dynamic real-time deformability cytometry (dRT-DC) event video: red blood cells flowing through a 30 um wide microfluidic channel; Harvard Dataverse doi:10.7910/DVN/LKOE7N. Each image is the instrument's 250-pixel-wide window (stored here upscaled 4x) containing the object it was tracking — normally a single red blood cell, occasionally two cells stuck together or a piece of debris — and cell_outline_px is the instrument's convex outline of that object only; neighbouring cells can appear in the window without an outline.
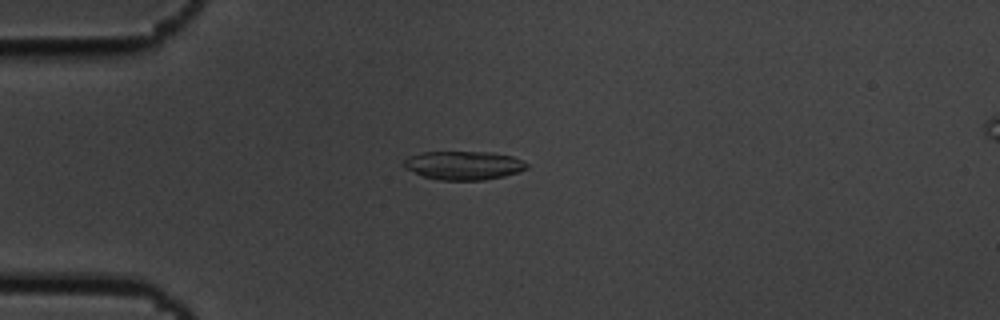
{"species": "common noctule bat (a hibernating species)", "species_latin": "Nyctalus noctula", "temperature_condition": "cold", "stored_images_in_passage": 56, "camera_frame_rate_fps": 3000, "um_per_image_px": 0.085, "animal": {"sex": "male", "body_mass_g": 19.5, "forearm_length_mm": 54.6}, "frame": {"image": 1, "passage_image": 15, "time_ms": 4.667, "image_size_px": [1000, 320], "cell_outline_px": [[528, 168], [504, 176], [484, 180], [440, 180], [424, 176], [404, 168], [400, 164], [408, 156], [424, 152], [492, 152], [512, 156], [524, 160], [528, 164]], "centroid_in_image_um": [39.4, 14.05], "position_along_channel_um": 45.6, "area_um2": 20.63}}
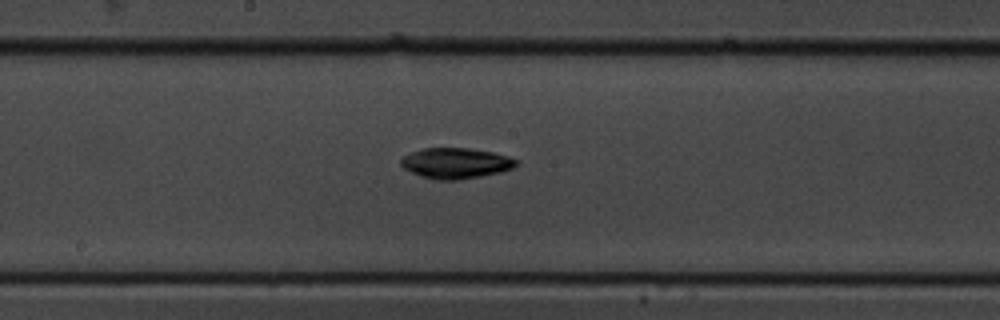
{"frame": {"image": 2, "passage_image": 30, "time_ms": 9.667, "image_size_px": [1000, 320], "cell_outline_px": [[520, 164], [512, 168], [500, 172], [460, 180], [436, 180], [420, 176], [404, 168], [400, 164], [400, 160], [404, 156], [412, 152], [424, 148], [468, 148], [492, 152], [508, 156], [516, 160]], "centroid_in_image_um": [38.74, 13.87], "position_along_channel_um": 209.5, "area_um2": 20.52}}
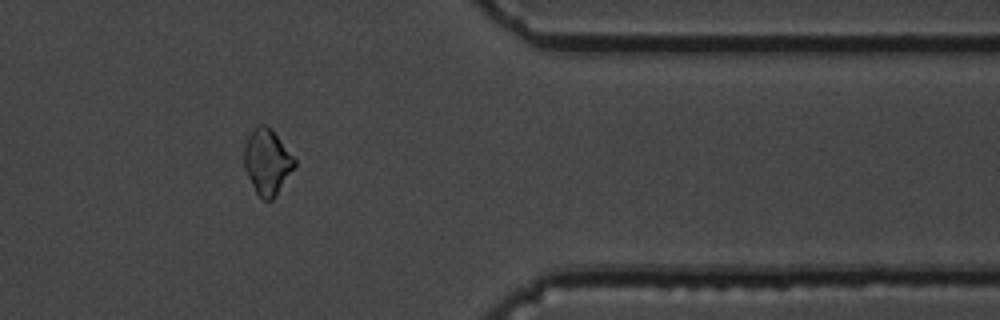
{"frame": {"image": 3, "passage_image": 46, "time_ms": 15.0, "image_size_px": [1000, 320], "cell_outline_px": [[296, 164], [272, 200], [260, 200], [244, 168], [244, 148], [248, 136], [260, 124], [264, 124], [272, 128], [296, 160]], "centroid_in_image_um": [22.7, 13.75], "position_along_channel_um": 388.7, "area_um2": 18.96}, "authors_computed_cell_mechanics": {"area_um2": 20.6924, "velocity_mm_per_s": 3.658, "shape_relaxation_time_tau1_ms": 4.7413, "shape_relaxation_time_tau2_ms": null, "deformation_change_tau1": 0.1258, "deformation_change_tau2": null}}